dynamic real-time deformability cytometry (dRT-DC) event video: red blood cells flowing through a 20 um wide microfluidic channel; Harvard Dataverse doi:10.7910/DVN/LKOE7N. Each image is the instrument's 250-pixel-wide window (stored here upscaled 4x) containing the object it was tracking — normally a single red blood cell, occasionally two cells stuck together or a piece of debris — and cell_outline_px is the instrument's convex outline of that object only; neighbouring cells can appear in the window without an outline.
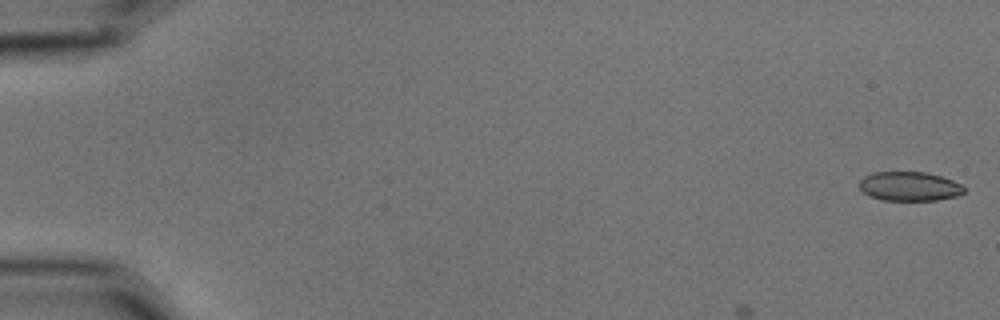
{"species": "common noctule bat (a hibernating species)", "species_latin": "Nyctalus noctula", "temperature_condition": "cold", "stored_images_in_passage": 5, "camera_frame_rate_fps": 3000, "um_per_image_px": 0.085, "animal": {"sex": "male", "body_mass_g": 15.6}, "frame": {"image": 1, "passage_image": 1, "time_ms": 0.0, "image_size_px": [1000, 320], "cell_outline_px": [[964, 192], [956, 196], [936, 200], [880, 200], [868, 196], [860, 188], [860, 180], [864, 176], [872, 172], [924, 172], [940, 176], [952, 180], [960, 184], [964, 188]], "centroid_in_image_um": [77.26, 15.84], "position_along_channel_um": 7.7, "area_um2": 17.74}}
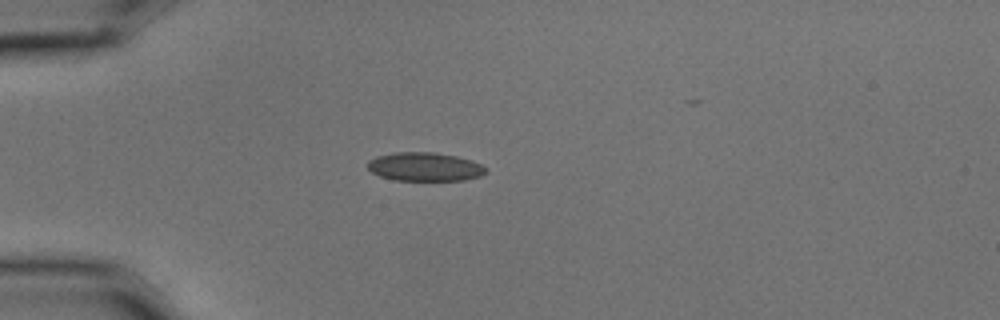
{"frame": {"image": 2, "passage_image": 5, "time_ms": 1.333, "image_size_px": [1000, 320], "cell_outline_px": [[488, 172], [480, 176], [464, 180], [396, 180], [380, 176], [372, 172], [368, 168], [368, 160], [376, 156], [392, 152], [432, 152], [456, 156], [472, 160], [488, 168]], "centroid_in_image_um": [36.12, 14.17], "position_along_channel_um": 48.9, "area_um2": 19.83}}